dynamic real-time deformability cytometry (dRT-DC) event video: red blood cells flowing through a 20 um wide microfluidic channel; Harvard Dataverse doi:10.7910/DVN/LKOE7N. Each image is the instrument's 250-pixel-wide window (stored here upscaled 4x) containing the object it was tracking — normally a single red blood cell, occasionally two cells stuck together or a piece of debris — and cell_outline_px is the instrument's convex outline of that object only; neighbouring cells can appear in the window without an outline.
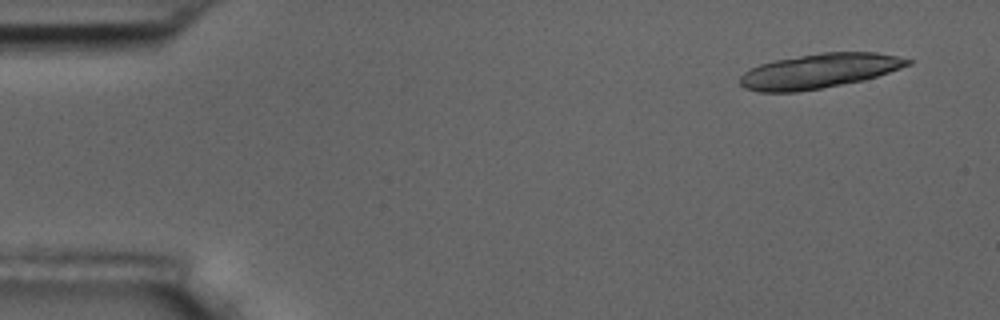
{"species": "common noctule bat (a hibernating species)", "species_latin": "Nyctalus noctula", "temperature_condition": "room temperature", "stored_images_in_passage": 7, "camera_frame_rate_fps": 3000, "um_per_image_px": 0.085, "animal": {"sex": "male", "body_mass_g": 17.5, "forearm_length_mm": 52.3}, "frame": {"image": 1, "passage_image": 1, "time_ms": 0.0, "image_size_px": [1000, 320], "cell_outline_px": [[912, 64], [864, 80], [820, 88], [796, 92], [760, 92], [744, 88], [740, 84], [740, 76], [744, 72], [760, 64], [772, 60], [820, 52], [876, 52], [896, 56], [912, 60]], "centroid_in_image_um": [69.6, 6.03], "position_along_channel_um": 15.4, "area_um2": 33.76}}